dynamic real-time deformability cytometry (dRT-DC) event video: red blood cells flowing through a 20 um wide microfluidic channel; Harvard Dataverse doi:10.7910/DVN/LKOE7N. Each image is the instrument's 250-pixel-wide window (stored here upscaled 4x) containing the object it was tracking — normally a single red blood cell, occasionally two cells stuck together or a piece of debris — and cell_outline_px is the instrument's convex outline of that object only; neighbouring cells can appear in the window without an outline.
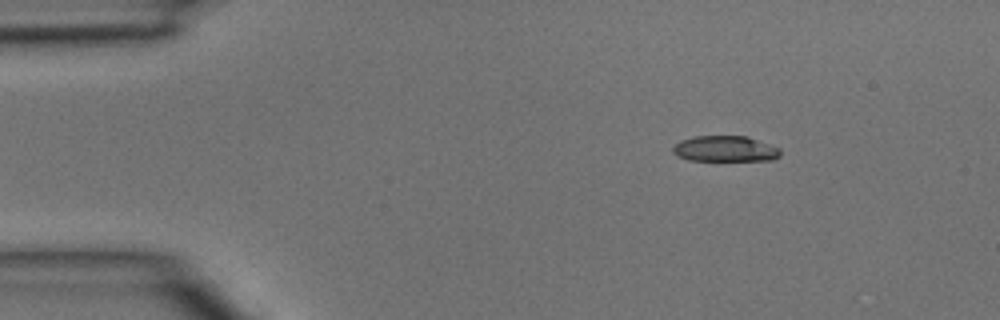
{"species": "common noctule bat (a hibernating species)", "species_latin": "Nyctalus noctula", "temperature_condition": "room temperature", "stored_images_in_passage": 4, "camera_frame_rate_fps": 3000, "um_per_image_px": 0.085, "animal": {"sex": "male", "body_mass_g": 15.6}, "frame": {"image": 1, "passage_image": 1, "time_ms": 0.0, "image_size_px": [1000, 320], "cell_outline_px": [[780, 156], [772, 160], [688, 160], [676, 156], [672, 152], [672, 148], [680, 140], [696, 136], [748, 136], [780, 148]], "centroid_in_image_um": [61.62, 12.65], "position_along_channel_um": 23.4, "area_um2": 16.18}}
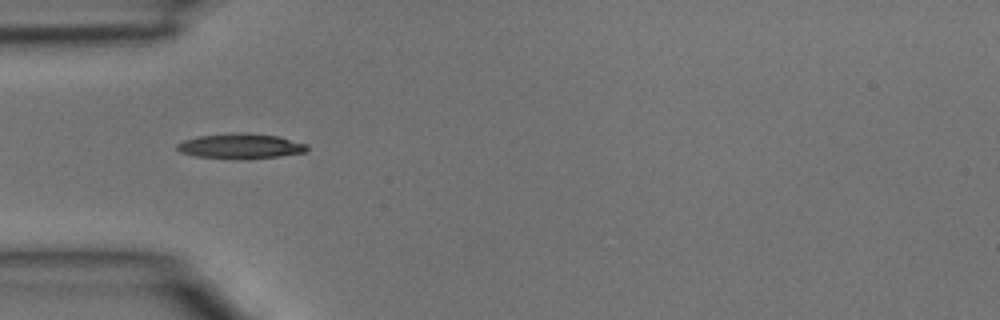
{"frame": {"image": 2, "passage_image": 3, "time_ms": 0.667, "image_size_px": [1000, 320], "cell_outline_px": [[308, 148], [304, 152], [280, 156], [244, 160], [236, 160], [196, 156], [180, 152], [176, 148], [176, 144], [184, 140], [200, 136], [232, 132], [244, 132], [280, 136], [308, 144]], "centroid_in_image_um": [20.46, 12.42], "position_along_channel_um": 64.5, "area_um2": 19.42}}
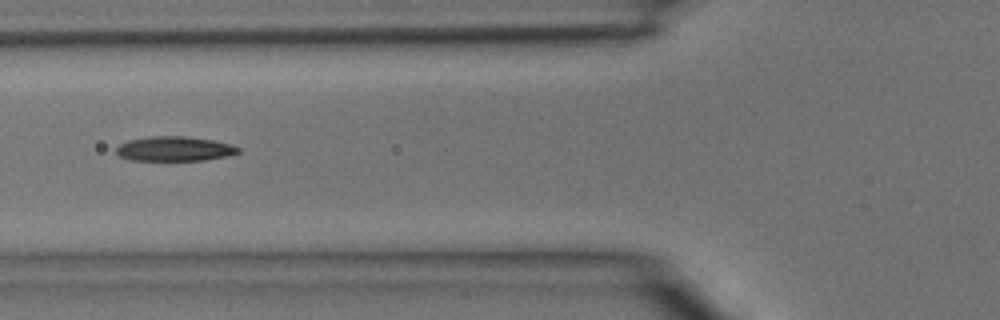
{"frame": {"image": 3, "passage_image": 4, "time_ms": 1.0, "image_size_px": [1000, 320], "cell_outline_px": [[240, 152], [228, 156], [204, 160], [132, 160], [120, 156], [116, 152], [116, 148], [120, 144], [128, 140], [152, 136], [184, 136], [212, 140], [228, 144], [240, 148]], "centroid_in_image_um": [14.83, 12.65], "position_along_channel_um": 111.0, "area_um2": 17.34}}